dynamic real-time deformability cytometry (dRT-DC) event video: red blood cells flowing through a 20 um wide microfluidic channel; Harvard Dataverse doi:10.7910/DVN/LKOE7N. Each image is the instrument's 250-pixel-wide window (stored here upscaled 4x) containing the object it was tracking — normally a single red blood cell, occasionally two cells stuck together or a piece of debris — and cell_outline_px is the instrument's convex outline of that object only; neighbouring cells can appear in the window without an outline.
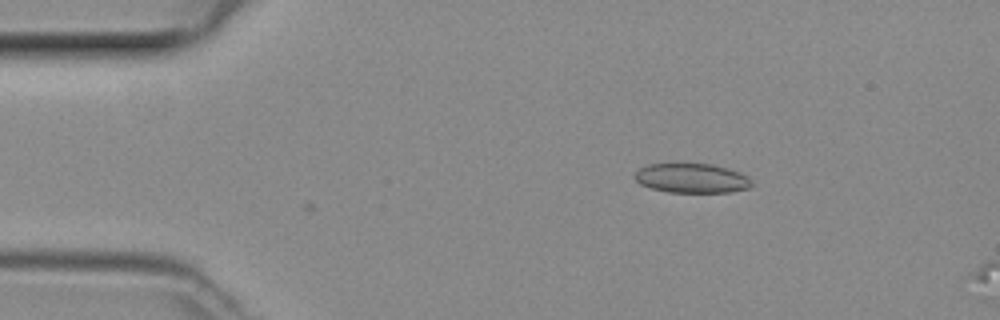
{"species": "common noctule bat (a hibernating species)", "species_latin": "Nyctalus noctula", "temperature_condition": "room temperature", "stored_images_in_passage": 2, "camera_frame_rate_fps": 3000, "um_per_image_px": 0.085, "animal": {"sex": "female", "body_mass_g": 29.2, "forearm_length_mm": 56.3}, "frame": {"image": 1, "passage_image": 1, "time_ms": 0.0, "image_size_px": [1000, 320], "cell_outline_px": [[752, 184], [748, 188], [732, 192], [668, 192], [652, 188], [640, 184], [632, 176], [640, 168], [648, 164], [684, 160], [712, 164], [740, 172], [748, 176], [752, 180]], "centroid_in_image_um": [58.77, 15.09], "position_along_channel_um": 26.2, "area_um2": 20.98}}